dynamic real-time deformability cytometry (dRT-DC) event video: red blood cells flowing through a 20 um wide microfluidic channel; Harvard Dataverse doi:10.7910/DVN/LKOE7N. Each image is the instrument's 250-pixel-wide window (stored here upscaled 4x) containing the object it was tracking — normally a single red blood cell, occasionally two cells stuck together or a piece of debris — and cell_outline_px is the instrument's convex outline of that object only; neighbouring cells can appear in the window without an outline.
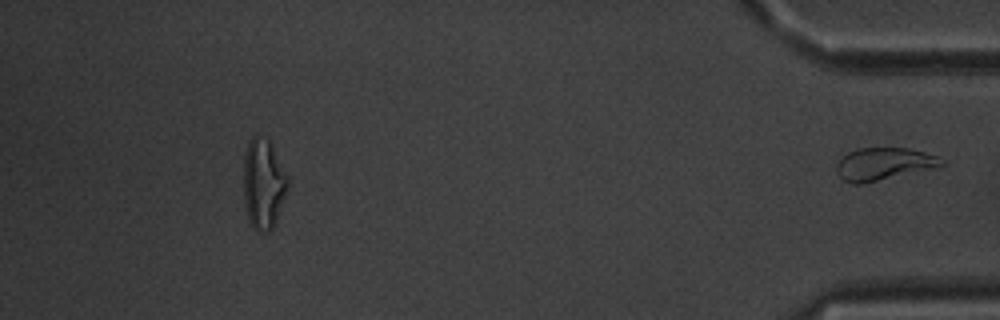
{"species": "common noctule bat (a hibernating species)", "species_latin": "Nyctalus noctula", "temperature_condition": "warm", "stored_images_in_passage": 54, "segment_of_instrument_passage": [2, 2], "camera_frame_rate_fps": 3000, "um_per_image_px": 0.085, "animal": {"sex": "male", "body_mass_g": 20.1, "forearm_length_mm": 53.5}, "frame": {"image": 1, "passage_image": 54, "time_ms": 17.667, "image_size_px": [1000, 320], "cell_outline_px": [[944, 164], [940, 168], [860, 184], [852, 184], [844, 180], [836, 172], [836, 164], [848, 152], [860, 148], [908, 148], [924, 152], [936, 156], [944, 160]], "centroid_in_image_um": [75.16, 13.95], "position_along_channel_um": 360.0, "area_um2": 20.0}}